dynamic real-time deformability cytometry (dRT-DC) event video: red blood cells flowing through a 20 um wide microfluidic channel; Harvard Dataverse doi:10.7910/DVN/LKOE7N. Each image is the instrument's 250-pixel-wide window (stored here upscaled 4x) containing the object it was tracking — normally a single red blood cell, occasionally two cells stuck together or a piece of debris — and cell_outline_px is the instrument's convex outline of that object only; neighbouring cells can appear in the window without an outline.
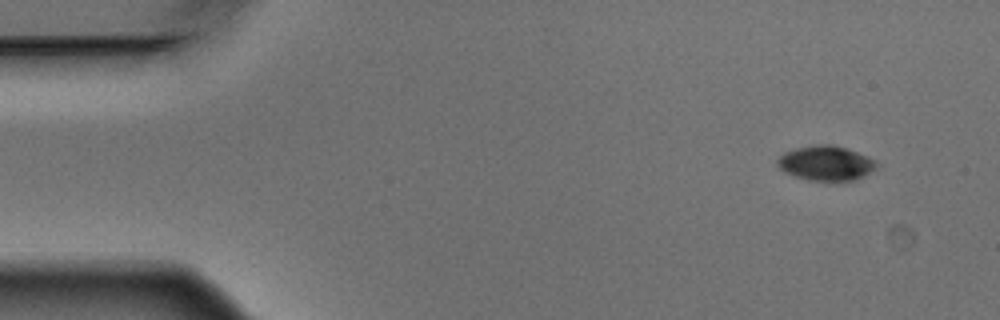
{"species": "Egyptian fruit bat (a non-hibernating species)", "species_latin": "Rousettus aegyptiacus", "temperature_condition": "warm", "stored_images_in_passage": 5, "segment_of_instrument_passage": [1, 2], "camera_frame_rate_fps": 3000, "um_per_image_px": 0.085, "animal": {"sex": "male"}, "frame": {"image": 1, "passage_image": 1, "time_ms": 0.0, "image_size_px": [1000, 320], "cell_outline_px": [[876, 168], [864, 176], [852, 180], [808, 180], [784, 172], [776, 164], [776, 160], [784, 152], [796, 148], [816, 144], [828, 144], [844, 148], [868, 156], [876, 160]], "centroid_in_image_um": [70.18, 13.86], "position_along_channel_um": 14.8, "area_um2": 19.83}}
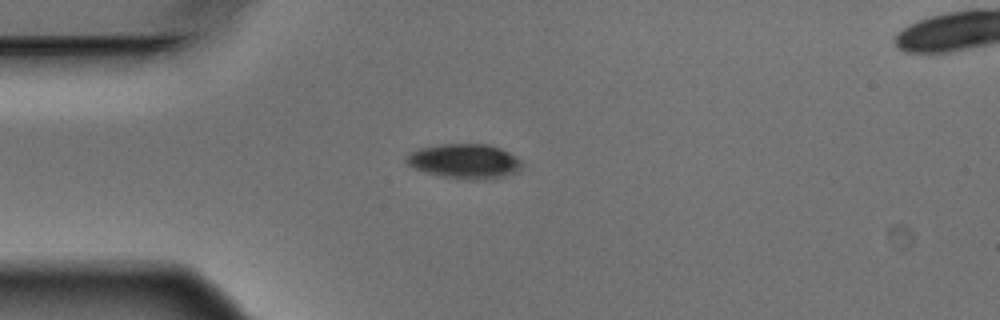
{"frame": {"image": 2, "passage_image": 4, "time_ms": 1.0, "image_size_px": [1000, 320], "cell_outline_px": [[524, 164], [516, 172], [504, 176], [484, 180], [464, 180], [440, 176], [424, 172], [412, 168], [404, 160], [404, 156], [420, 148], [440, 144], [488, 144], [500, 148], [516, 156]], "centroid_in_image_um": [39.47, 13.72], "position_along_channel_um": 45.5, "area_um2": 23.64}}